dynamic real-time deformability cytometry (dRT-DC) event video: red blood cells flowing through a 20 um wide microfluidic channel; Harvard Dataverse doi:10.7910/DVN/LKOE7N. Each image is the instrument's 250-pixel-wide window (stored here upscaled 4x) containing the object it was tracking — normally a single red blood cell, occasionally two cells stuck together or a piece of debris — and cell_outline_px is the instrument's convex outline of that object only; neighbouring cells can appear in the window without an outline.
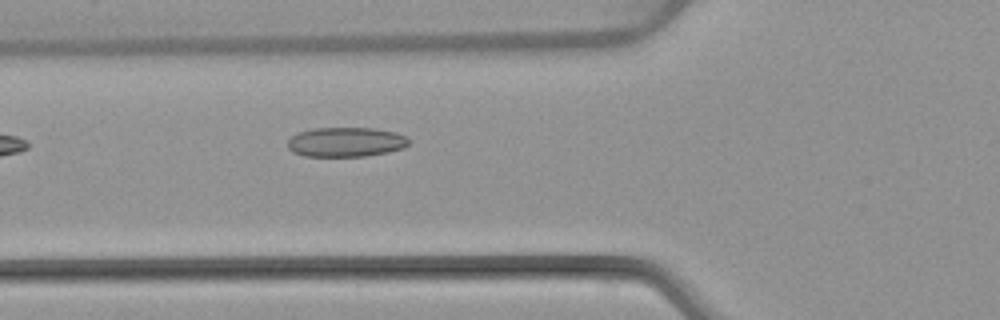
{"species": "common noctule bat (a hibernating species)", "species_latin": "Nyctalus noctula", "temperature_condition": "warm", "stored_images_in_passage": 4, "camera_frame_rate_fps": 3000, "um_per_image_px": 0.085, "animal": {"sex": "female", "body_mass_g": 22.7, "forearm_length_mm": 54.2}, "frame": {"image": 1, "passage_image": 4, "time_ms": 4.333, "image_size_px": [1000, 320], "cell_outline_px": [[408, 144], [404, 148], [388, 152], [364, 156], [304, 156], [292, 152], [288, 148], [288, 140], [296, 132], [312, 128], [376, 128], [396, 132], [404, 136], [408, 140]], "centroid_in_image_um": [29.37, 12.07], "position_along_channel_um": 96.4, "area_um2": 20.98}}